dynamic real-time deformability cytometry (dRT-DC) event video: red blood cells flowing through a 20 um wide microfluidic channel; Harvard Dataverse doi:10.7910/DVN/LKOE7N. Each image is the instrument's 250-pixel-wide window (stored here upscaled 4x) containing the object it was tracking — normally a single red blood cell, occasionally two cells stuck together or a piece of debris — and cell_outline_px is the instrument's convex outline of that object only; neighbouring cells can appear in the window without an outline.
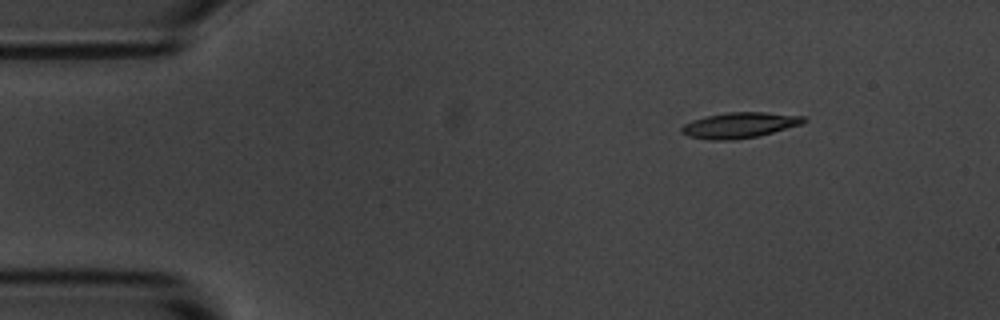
{"species": "common noctule bat (a hibernating species)", "species_latin": "Nyctalus noctula", "temperature_condition": "room temperature", "stored_images_in_passage": 3, "camera_frame_rate_fps": 3000, "um_per_image_px": 0.085, "animal": {"sex": "male", "body_mass_g": 20.1, "forearm_length_mm": 53.5}, "frame": {"image": 1, "passage_image": 3, "time_ms": 0.667, "image_size_px": [1000, 320], "cell_outline_px": [[808, 120], [804, 124], [756, 136], [732, 140], [712, 140], [688, 136], [680, 132], [680, 128], [684, 124], [692, 120], [708, 116], [728, 112], [764, 112], [804, 116]], "centroid_in_image_um": [62.87, 10.64], "position_along_channel_um": 22.1, "area_um2": 18.15}}